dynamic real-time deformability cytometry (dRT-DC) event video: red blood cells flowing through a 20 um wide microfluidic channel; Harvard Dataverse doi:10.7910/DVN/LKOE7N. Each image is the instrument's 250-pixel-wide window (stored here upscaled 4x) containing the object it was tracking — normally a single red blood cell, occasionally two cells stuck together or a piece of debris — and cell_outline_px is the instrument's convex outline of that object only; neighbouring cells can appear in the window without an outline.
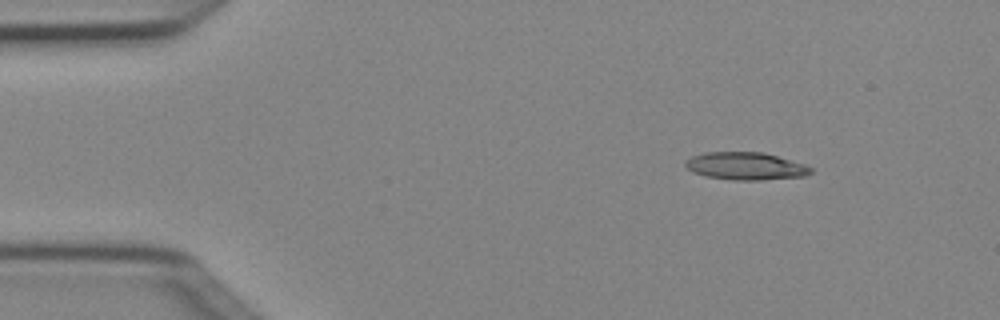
{"species": "Egyptian fruit bat (a non-hibernating species)", "species_latin": "Rousettus aegyptiacus", "temperature_condition": "cold", "stored_images_in_passage": 3, "camera_frame_rate_fps": 3000, "um_per_image_px": 0.085, "animal": {"sex": "female"}, "frame": {"image": 1, "passage_image": 1, "time_ms": 0.0, "image_size_px": [1000, 320], "cell_outline_px": [[812, 172], [804, 176], [760, 180], [732, 180], [704, 176], [692, 172], [684, 164], [684, 160], [692, 156], [704, 152], [764, 152], [804, 164], [812, 168]], "centroid_in_image_um": [63.34, 14.11], "position_along_channel_um": 21.7, "area_um2": 20.23}}